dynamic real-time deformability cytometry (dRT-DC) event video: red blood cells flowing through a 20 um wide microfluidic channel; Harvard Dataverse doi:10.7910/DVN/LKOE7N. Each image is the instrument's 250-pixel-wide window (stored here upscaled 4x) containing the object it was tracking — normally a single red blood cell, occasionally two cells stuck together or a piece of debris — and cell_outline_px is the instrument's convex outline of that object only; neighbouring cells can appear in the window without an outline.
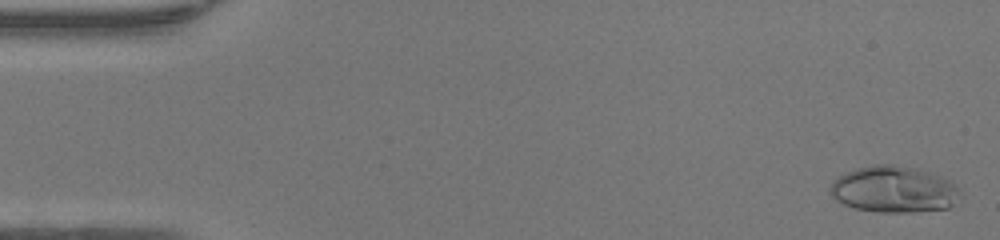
{"species": "human", "species_latin": "Homo sapiens", "temperature_condition": "warm", "stored_images_in_passage": 49, "camera_frame_rate_fps": 3000, "um_per_image_px": 0.085, "donor": {"sex": "female"}, "frame": {"image": 1, "passage_image": 2, "time_ms": 0.333, "image_size_px": [1000, 240], "cell_outline_px": [[960, 192], [952, 204], [948, 208], [912, 212], [880, 212], [856, 208], [844, 204], [836, 200], [832, 196], [828, 188], [840, 176], [856, 168], [872, 164], [892, 164], [916, 168], [940, 176], [948, 180], [960, 188]], "centroid_in_image_um": [75.97, 16.09], "position_along_channel_um": 9.0, "area_um2": 34.85}}
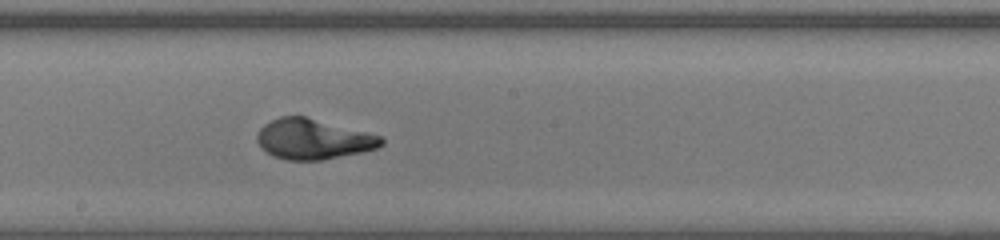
{"frame": {"image": 2, "passage_image": 27, "time_ms": 8.667, "image_size_px": [1000, 240], "cell_outline_px": [[384, 144], [376, 148], [360, 152], [320, 160], [288, 160], [272, 156], [256, 140], [256, 136], [260, 128], [264, 124], [280, 116], [304, 116], [368, 132], [380, 136], [384, 140]], "centroid_in_image_um": [26.61, 11.82], "position_along_channel_um": 221.6, "area_um2": 28.84}}
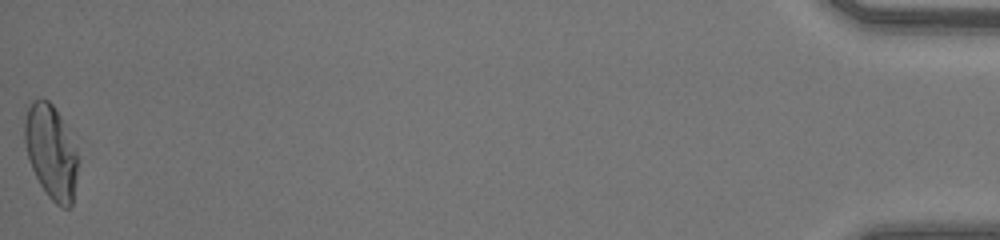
{"frame": {"image": 3, "passage_image": 49, "time_ms": 16.0, "image_size_px": [1000, 240], "cell_outline_px": [[80, 160], [72, 204], [68, 208], [60, 208], [48, 196], [40, 184], [32, 168], [28, 156], [24, 140], [24, 120], [28, 108], [32, 100], [48, 100], [52, 104], [76, 148]], "centroid_in_image_um": [4.36, 12.96], "position_along_channel_um": 430.8, "area_um2": 29.02}, "authors_computed_cell_mechanics": {"area_um2": 29.3624, "velocity_mm_per_s": 4.2859, "shape_relaxation_time_tau1_ms": 4.0788, "shape_relaxation_time_tau2_ms": null, "deformation_change_tau1": 0.2379, "deformation_change_tau2": null}}